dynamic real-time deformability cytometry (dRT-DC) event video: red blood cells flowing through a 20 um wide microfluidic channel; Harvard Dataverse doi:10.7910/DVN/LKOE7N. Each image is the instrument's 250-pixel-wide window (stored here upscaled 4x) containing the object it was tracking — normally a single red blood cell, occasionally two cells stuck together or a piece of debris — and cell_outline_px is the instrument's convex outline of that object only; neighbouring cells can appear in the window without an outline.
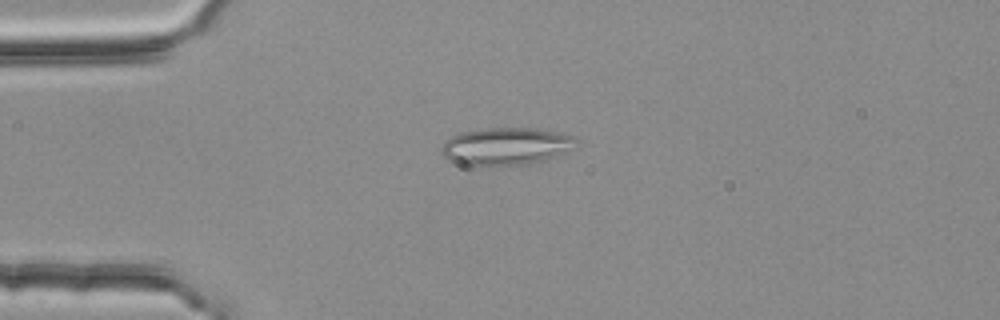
{"species": "common noctule bat (a hibernating species)", "species_latin": "Nyctalus noctula", "temperature_condition": "room temperature", "stored_images_in_passage": 3, "camera_frame_rate_fps": 3000, "um_per_image_px": 0.085, "animal": {"sex": "female", "body_mass_g": 25.1}, "frame": {"image": 1, "passage_image": 3, "time_ms": 0.667, "image_size_px": [1000, 320], "cell_outline_px": [[580, 140], [552, 156], [544, 160], [528, 164], [460, 164], [448, 160], [444, 156], [440, 148], [444, 140], [460, 132], [484, 128], [532, 128], [560, 132], [572, 136]], "centroid_in_image_um": [42.91, 12.4], "position_along_channel_um": 42.1, "area_um2": 28.67}}